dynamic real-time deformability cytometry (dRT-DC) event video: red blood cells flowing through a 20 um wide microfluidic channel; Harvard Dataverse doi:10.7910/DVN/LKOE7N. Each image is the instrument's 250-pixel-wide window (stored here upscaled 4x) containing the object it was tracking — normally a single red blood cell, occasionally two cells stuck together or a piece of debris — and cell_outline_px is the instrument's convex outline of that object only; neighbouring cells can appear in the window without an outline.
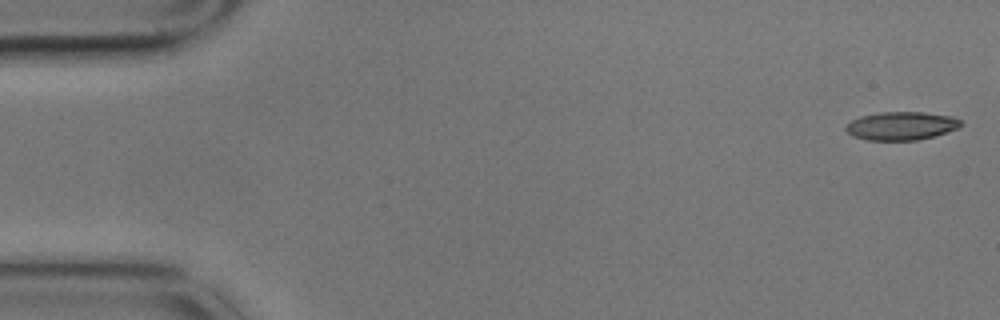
{"species": "common noctule bat (a hibernating species)", "species_latin": "Nyctalus noctula", "temperature_condition": "cold", "stored_images_in_passage": 6, "camera_frame_rate_fps": 3000, "um_per_image_px": 0.085, "animal": {"sex": "male", "body_mass_g": 17.9}, "frame": {"image": 1, "passage_image": 1, "time_ms": 0.0, "image_size_px": [1000, 320], "cell_outline_px": [[964, 124], [960, 128], [932, 136], [916, 140], [868, 140], [852, 136], [844, 128], [852, 120], [860, 116], [880, 112], [924, 112], [952, 116], [960, 120]], "centroid_in_image_um": [76.63, 10.69], "position_along_channel_um": 8.4, "area_um2": 18.96}}